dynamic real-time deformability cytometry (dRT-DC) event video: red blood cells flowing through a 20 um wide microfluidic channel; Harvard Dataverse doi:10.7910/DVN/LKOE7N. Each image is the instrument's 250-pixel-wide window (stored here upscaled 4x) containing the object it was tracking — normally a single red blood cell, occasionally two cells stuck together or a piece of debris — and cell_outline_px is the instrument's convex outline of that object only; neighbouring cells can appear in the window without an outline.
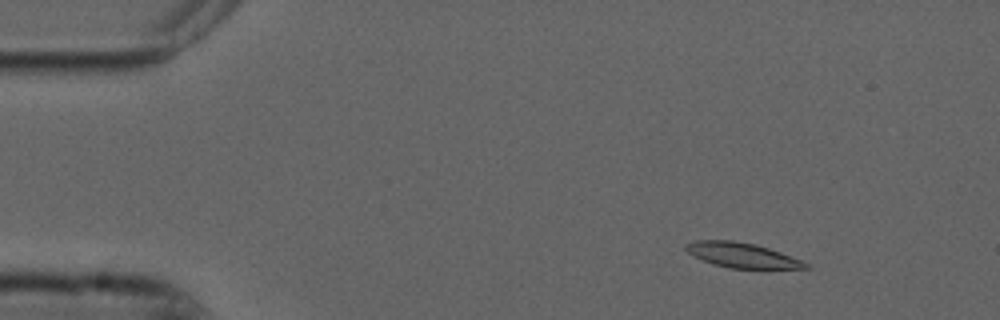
{"species": "common noctule bat (a hibernating species)", "species_latin": "Nyctalus noctula", "temperature_condition": "cold", "stored_images_in_passage": 53, "camera_frame_rate_fps": 3000, "um_per_image_px": 0.085, "animal": {"sex": "male", "forearm_length_mm": 52.5}, "frame": {"image": 1, "passage_image": 6, "time_ms": 1.667, "image_size_px": [1000, 320], "cell_outline_px": [[812, 268], [764, 272], [728, 268], [712, 264], [688, 252], [684, 248], [684, 244], [696, 240], [732, 240], [756, 244], [780, 252], [800, 260], [808, 264]], "centroid_in_image_um": [63.18, 21.76], "position_along_channel_um": 21.8, "area_um2": 18.38}}
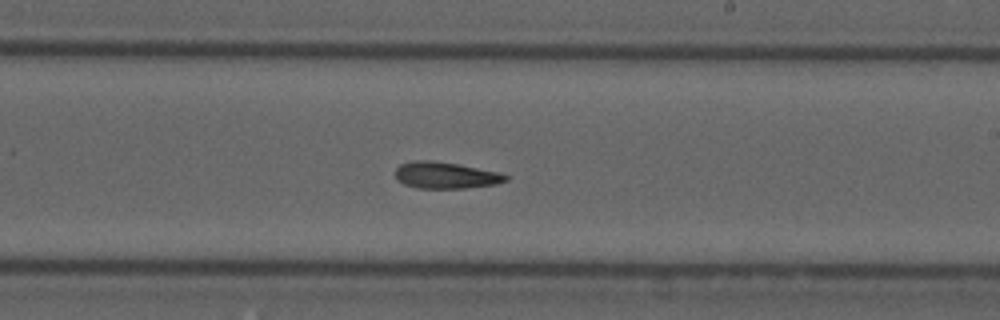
{"frame": {"image": 2, "passage_image": 31, "time_ms": 10.0, "image_size_px": [1000, 320], "cell_outline_px": [[508, 180], [496, 184], [464, 188], [416, 188], [404, 184], [396, 180], [396, 168], [400, 164], [412, 160], [432, 160], [460, 164], [500, 172], [508, 176]], "centroid_in_image_um": [37.87, 14.89], "position_along_channel_um": 251.1, "area_um2": 17.28}}
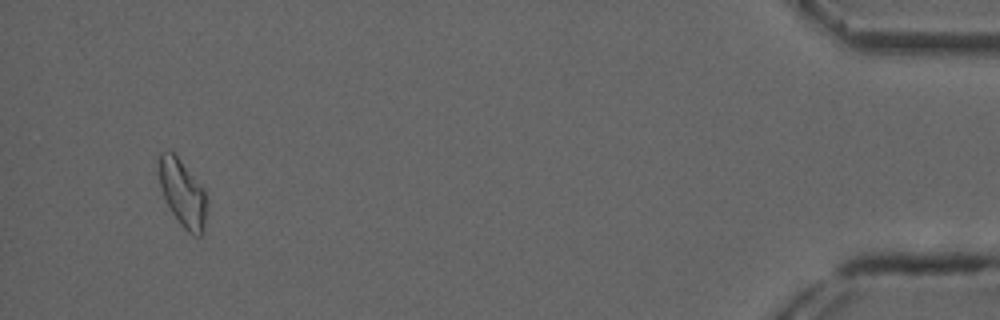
{"frame": {"image": 3, "passage_image": 51, "time_ms": 16.667, "image_size_px": [1000, 320], "cell_outline_px": [[204, 232], [200, 236], [196, 236], [188, 232], [180, 224], [172, 212], [164, 196], [160, 184], [160, 152], [172, 152], [180, 160], [204, 188]], "centroid_in_image_um": [15.52, 16.45], "position_along_channel_um": 419.7, "area_um2": 17.8}}